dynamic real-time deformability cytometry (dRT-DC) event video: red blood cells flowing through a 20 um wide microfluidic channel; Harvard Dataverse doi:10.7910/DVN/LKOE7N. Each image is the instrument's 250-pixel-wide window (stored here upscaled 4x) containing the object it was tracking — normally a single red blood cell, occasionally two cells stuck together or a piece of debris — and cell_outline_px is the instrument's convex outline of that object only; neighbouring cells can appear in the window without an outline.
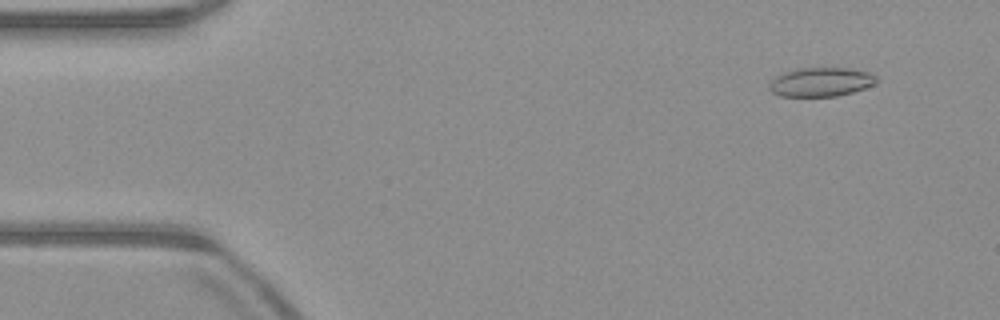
{"species": "common noctule bat (a hibernating species)", "species_latin": "Nyctalus noctula", "temperature_condition": "warm", "stored_images_in_passage": 43, "camera_frame_rate_fps": 3000, "um_per_image_px": 0.085, "animal": {"sex": "male", "body_mass_g": 23.1, "forearm_length_mm": 52.7}, "frame": {"image": 1, "passage_image": 5, "time_ms": 1.333, "image_size_px": [1000, 320], "cell_outline_px": [[880, 80], [876, 84], [852, 92], [836, 96], [780, 96], [772, 92], [768, 88], [768, 84], [776, 76], [784, 72], [796, 68], [848, 68], [868, 72], [876, 76]], "centroid_in_image_um": [69.78, 6.96], "position_along_channel_um": 15.2, "area_um2": 18.21}}
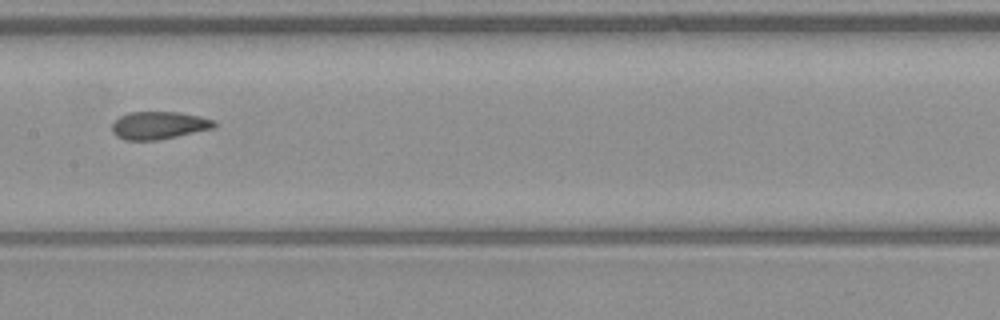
{"frame": {"image": 2, "passage_image": 26, "time_ms": 8.333, "image_size_px": [1000, 320], "cell_outline_px": [[216, 124], [212, 128], [160, 140], [124, 140], [116, 136], [112, 132], [112, 124], [120, 116], [128, 112], [176, 112], [200, 116], [216, 120]], "centroid_in_image_um": [13.48, 10.65], "position_along_channel_um": 193.9, "area_um2": 16.47}}
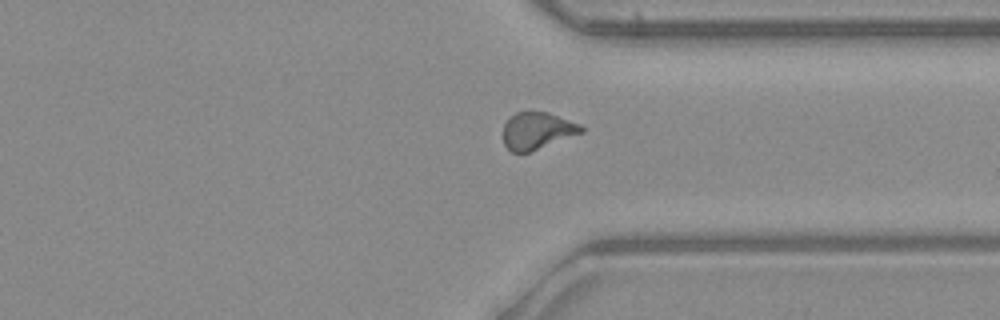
{"frame": {"image": 3, "passage_image": 39, "time_ms": 12.667, "image_size_px": [1000, 320], "cell_outline_px": [[584, 132], [532, 152], [512, 152], [504, 144], [504, 124], [516, 112], [548, 112], [580, 124], [584, 128]], "centroid_in_image_um": [45.69, 11.13], "position_along_channel_um": 365.7, "area_um2": 16.82}, "authors_computed_cell_mechanics": {"area_um2": 17.5712, "velocity_mm_per_s": 3.9916, "shape_relaxation_time_tau1_ms": null, "shape_relaxation_time_tau2_ms": 1.5903, "deformation_change_tau1": null, "deformation_change_tau2": 0.0829}}